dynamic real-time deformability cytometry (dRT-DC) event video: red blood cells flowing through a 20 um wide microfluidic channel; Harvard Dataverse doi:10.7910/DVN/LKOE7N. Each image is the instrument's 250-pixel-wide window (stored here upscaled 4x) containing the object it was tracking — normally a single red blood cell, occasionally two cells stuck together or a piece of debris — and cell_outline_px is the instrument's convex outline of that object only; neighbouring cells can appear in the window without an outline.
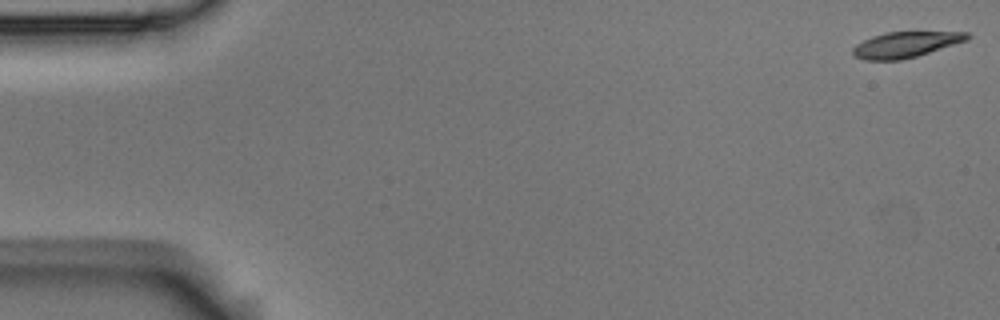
{"species": "Egyptian fruit bat (a non-hibernating species)", "species_latin": "Rousettus aegyptiacus", "temperature_condition": "room temperature", "stored_images_in_passage": 6, "camera_frame_rate_fps": 3000, "um_per_image_px": 0.085, "animal": {"sex": "male"}, "frame": {"image": 1, "passage_image": 1, "time_ms": 0.0, "image_size_px": [1000, 320], "cell_outline_px": [[972, 36], [968, 40], [916, 56], [900, 60], [864, 60], [852, 56], [852, 48], [856, 44], [872, 36], [888, 32], [968, 32]], "centroid_in_image_um": [76.95, 3.79], "position_along_channel_um": 8.0, "area_um2": 17.11}}
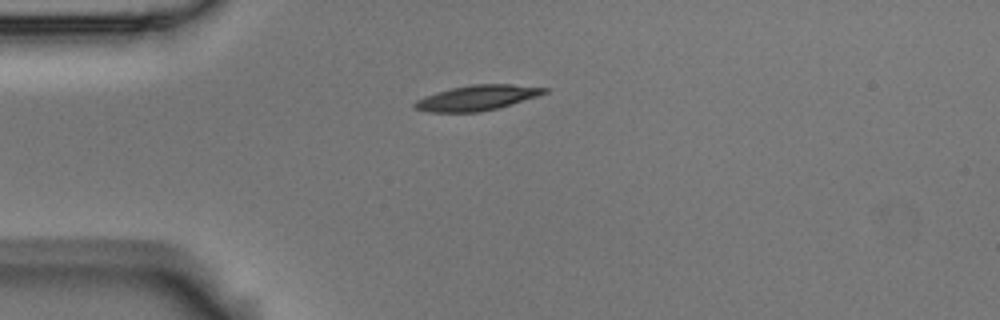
{"frame": {"image": 2, "passage_image": 5, "time_ms": 1.333, "image_size_px": [1000, 320], "cell_outline_px": [[548, 92], [512, 104], [480, 112], [428, 112], [412, 108], [412, 104], [416, 100], [424, 96], [436, 92], [452, 88], [472, 84], [512, 84], [548, 88]], "centroid_in_image_um": [40.5, 8.31], "position_along_channel_um": 44.5, "area_um2": 19.02}}